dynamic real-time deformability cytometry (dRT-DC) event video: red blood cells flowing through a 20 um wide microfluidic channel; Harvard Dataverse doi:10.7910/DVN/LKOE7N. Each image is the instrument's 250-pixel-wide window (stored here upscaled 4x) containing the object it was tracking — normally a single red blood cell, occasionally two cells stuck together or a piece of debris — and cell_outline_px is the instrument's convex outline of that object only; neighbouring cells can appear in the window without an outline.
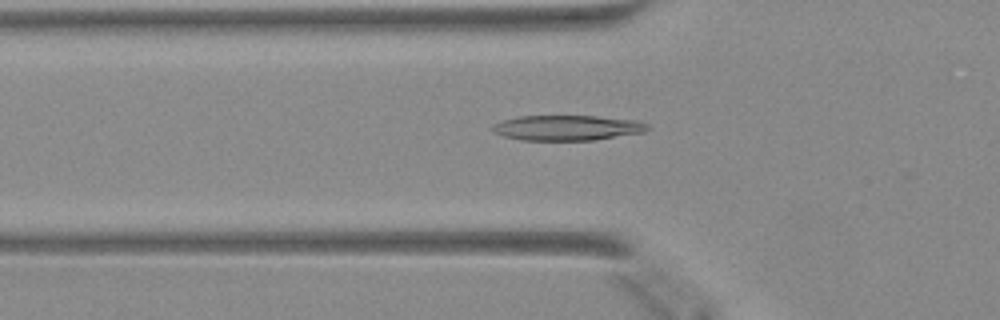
{"species": "Egyptian fruit bat (a non-hibernating species)", "species_latin": "Rousettus aegyptiacus", "temperature_condition": "warm", "stored_images_in_passage": 22, "camera_frame_rate_fps": 3000, "um_per_image_px": 0.085, "animal": {"sex": "female"}, "frame": {"image": 1, "passage_image": 2, "time_ms": 0.333, "image_size_px": [1000, 320], "cell_outline_px": [[648, 128], [644, 132], [592, 140], [520, 140], [504, 136], [492, 132], [492, 124], [504, 120], [520, 116], [596, 116], [640, 120], [648, 124]], "centroid_in_image_um": [48.21, 10.86], "position_along_channel_um": 77.6, "area_um2": 22.77}}
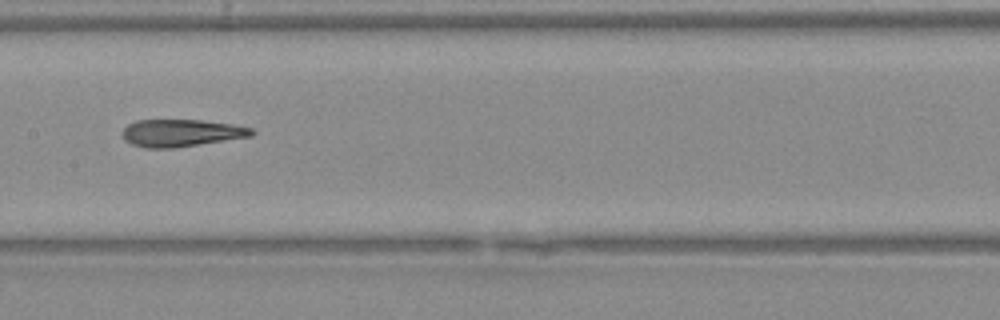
{"frame": {"image": 2, "passage_image": 10, "time_ms": 3.0, "image_size_px": [1000, 320], "cell_outline_px": [[256, 132], [252, 136], [172, 148], [144, 148], [132, 144], [124, 140], [124, 128], [128, 124], [136, 120], [200, 120], [232, 124], [252, 128]], "centroid_in_image_um": [15.41, 11.3], "position_along_channel_um": 192.0, "area_um2": 20.4}}
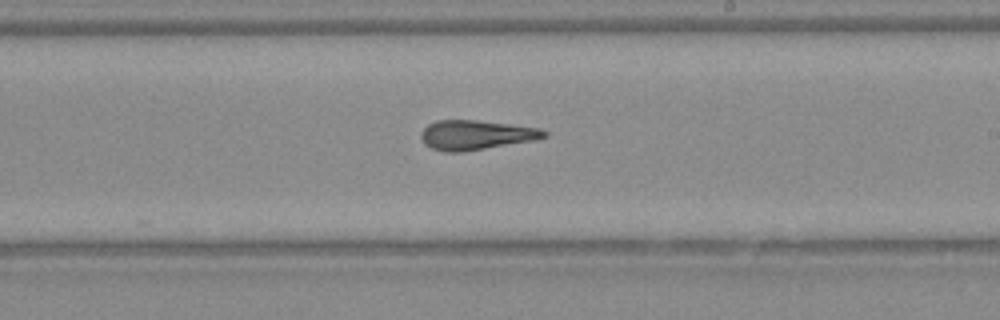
{"frame": {"image": 3, "passage_image": 14, "time_ms": 4.333, "image_size_px": [1000, 320], "cell_outline_px": [[548, 136], [536, 140], [460, 152], [444, 152], [432, 148], [424, 144], [420, 140], [420, 132], [428, 124], [436, 120], [476, 120], [540, 128], [548, 132]], "centroid_in_image_um": [40.43, 11.47], "position_along_channel_um": 248.6, "area_um2": 21.27}}